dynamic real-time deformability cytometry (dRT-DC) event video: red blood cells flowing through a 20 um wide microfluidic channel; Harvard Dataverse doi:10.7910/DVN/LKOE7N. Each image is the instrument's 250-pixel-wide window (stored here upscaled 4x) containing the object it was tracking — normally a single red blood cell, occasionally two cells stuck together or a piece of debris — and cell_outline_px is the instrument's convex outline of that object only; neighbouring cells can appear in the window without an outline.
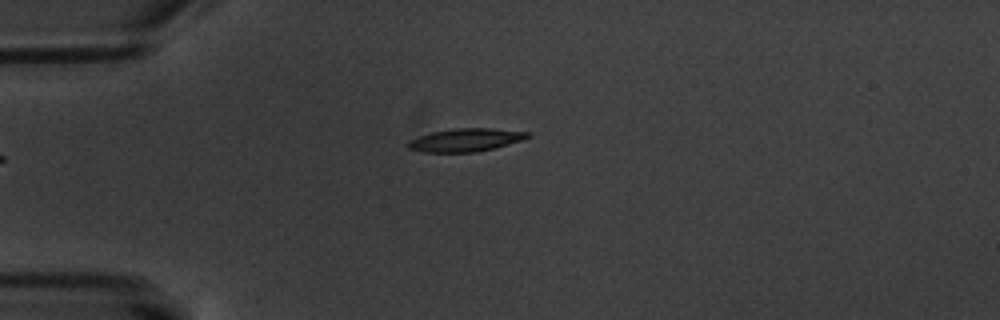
{"species": "common noctule bat (a hibernating species)", "species_latin": "Nyctalus noctula", "temperature_condition": "warm", "stored_images_in_passage": 6, "camera_frame_rate_fps": 3000, "um_per_image_px": 0.085, "animal": {"sex": "male", "body_mass_g": 20.1, "forearm_length_mm": 53.5}, "frame": {"image": 1, "passage_image": 4, "time_ms": 5.333, "image_size_px": [1000, 320], "cell_outline_px": [[532, 136], [524, 140], [476, 152], [424, 152], [408, 148], [404, 144], [408, 140], [432, 132], [456, 128], [492, 128], [532, 132]], "centroid_in_image_um": [39.6, 11.89], "position_along_channel_um": 45.4, "area_um2": 16.18}}